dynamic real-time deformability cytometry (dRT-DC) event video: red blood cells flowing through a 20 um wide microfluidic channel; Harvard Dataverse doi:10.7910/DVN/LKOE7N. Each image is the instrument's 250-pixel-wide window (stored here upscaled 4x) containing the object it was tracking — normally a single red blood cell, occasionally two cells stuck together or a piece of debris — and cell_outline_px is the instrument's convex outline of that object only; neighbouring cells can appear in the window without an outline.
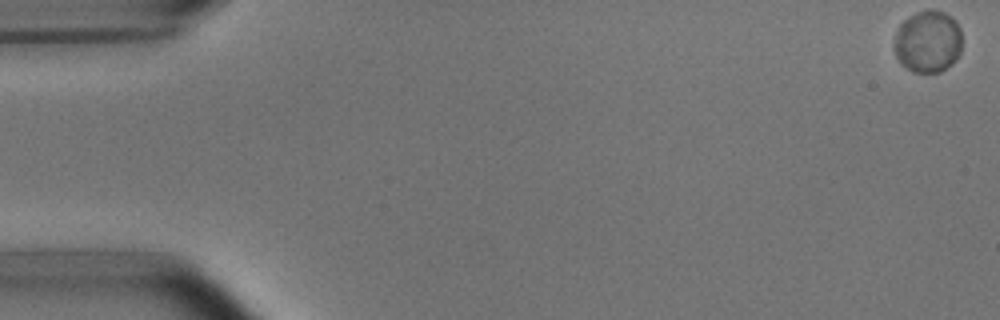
{"species": "common noctule bat (a hibernating species)", "species_latin": "Nyctalus noctula", "temperature_condition": "room temperature", "stored_images_in_passage": 54, "camera_frame_rate_fps": 3000, "um_per_image_px": 0.085, "animal": {"sex": "male", "body_mass_g": 15.6}, "frame": {"image": 1, "passage_image": 1, "time_ms": 0.0, "image_size_px": [1000, 320], "cell_outline_px": [[960, 52], [956, 60], [952, 64], [940, 72], [912, 72], [900, 64], [892, 48], [896, 32], [900, 24], [904, 20], [916, 12], [944, 12], [956, 20], [960, 28]], "centroid_in_image_um": [78.84, 3.57], "position_along_channel_um": 6.2, "area_um2": 24.51}}
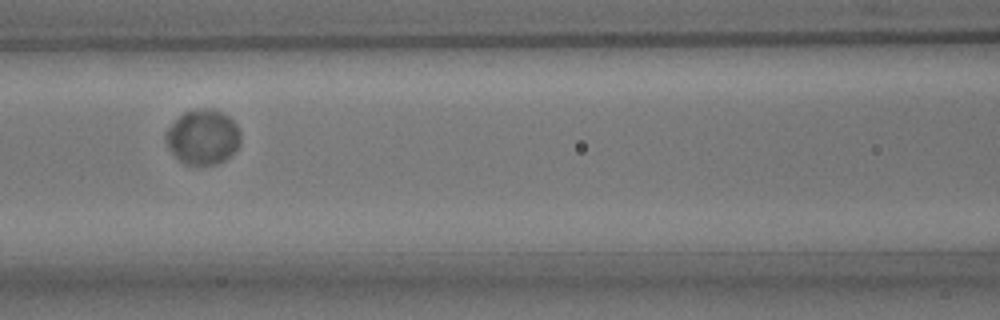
{"frame": {"image": 2, "passage_image": 24, "time_ms": 7.667, "image_size_px": [1000, 320], "cell_outline_px": [[240, 144], [224, 160], [216, 164], [184, 164], [168, 148], [164, 136], [168, 128], [184, 112], [204, 108], [224, 112], [236, 124], [240, 132]], "centroid_in_image_um": [17.24, 11.64], "position_along_channel_um": 149.4, "area_um2": 23.58}}
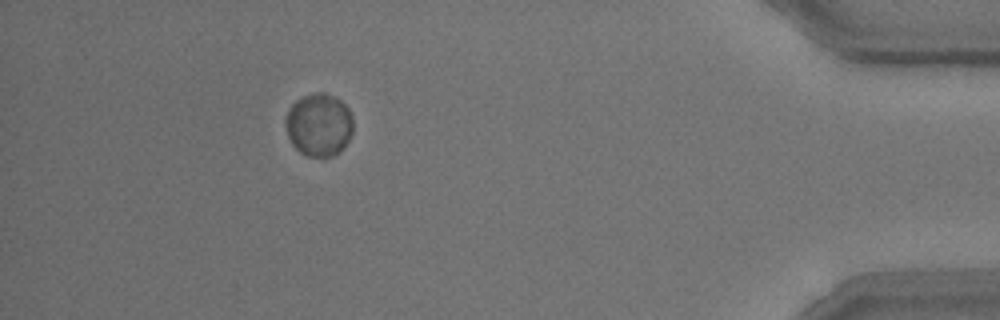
{"frame": {"image": 3, "passage_image": 49, "time_ms": 16.0, "image_size_px": [1000, 320], "cell_outline_px": [[352, 132], [344, 148], [340, 152], [332, 156], [308, 156], [300, 152], [292, 144], [288, 136], [284, 120], [288, 108], [296, 100], [304, 96], [316, 92], [324, 92], [340, 100], [348, 108], [352, 116]], "centroid_in_image_um": [27.09, 10.6], "position_along_channel_um": 408.1, "area_um2": 24.8}, "authors_computed_cell_mechanics": {"area_um2": 24.2471, "velocity_mm_per_s": 3.7286, "shape_relaxation_time_tau1_ms": 2.2065, "shape_relaxation_time_tau2_ms": null, "deformation_change_tau1": 0.0172, "deformation_change_tau2": null}}